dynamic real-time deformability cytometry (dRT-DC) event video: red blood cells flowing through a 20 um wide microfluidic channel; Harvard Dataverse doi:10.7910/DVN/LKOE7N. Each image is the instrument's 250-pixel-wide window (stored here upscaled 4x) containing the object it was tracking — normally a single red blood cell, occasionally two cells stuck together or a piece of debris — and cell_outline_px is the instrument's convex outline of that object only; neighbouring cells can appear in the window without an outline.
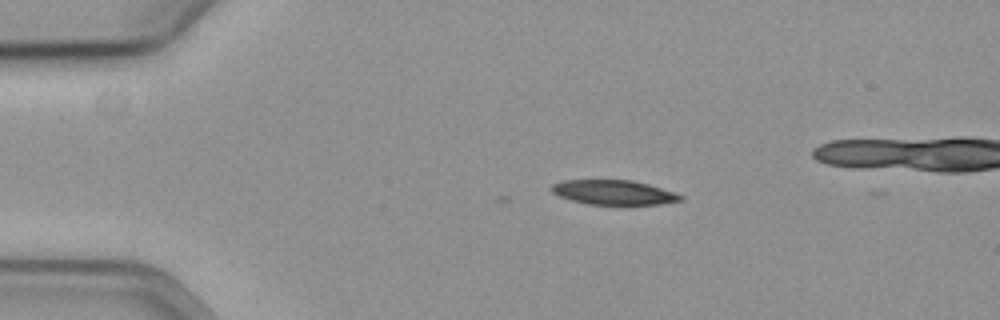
{"species": "common noctule bat (a hibernating species)", "species_latin": "Nyctalus noctula", "temperature_condition": "cold", "stored_images_in_passage": 4, "camera_frame_rate_fps": 3000, "um_per_image_px": 0.085, "animal": {"sex": "female", "body_mass_g": 19.3, "forearm_length_mm": 54.1}, "frame": {"image": 1, "passage_image": 4, "time_ms": 1.0, "image_size_px": [1000, 320], "cell_outline_px": [[684, 200], [660, 204], [588, 204], [572, 200], [560, 196], [552, 192], [552, 184], [564, 180], [632, 180], [648, 184], [676, 192], [684, 196]], "centroid_in_image_um": [52.22, 16.35], "position_along_channel_um": 32.8, "area_um2": 18.38}}